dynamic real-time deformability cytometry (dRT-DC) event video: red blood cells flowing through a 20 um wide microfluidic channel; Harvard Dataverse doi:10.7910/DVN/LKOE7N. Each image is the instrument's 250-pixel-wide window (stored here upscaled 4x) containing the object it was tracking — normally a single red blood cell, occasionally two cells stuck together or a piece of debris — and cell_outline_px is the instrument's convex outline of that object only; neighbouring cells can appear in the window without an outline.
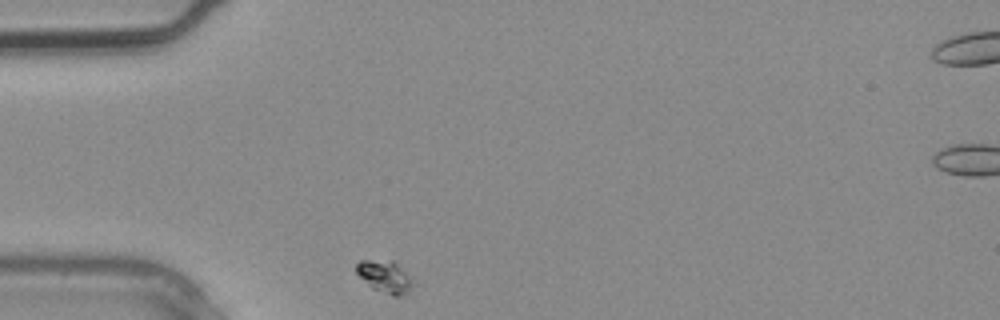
{"species": "common noctule bat (a hibernating species)", "species_latin": "Nyctalus noctula", "temperature_condition": "warm", "stored_images_in_passage": 2, "camera_frame_rate_fps": 3000, "um_per_image_px": 0.085, "animal": {"sex": "male", "body_mass_g": 20.4}, "frame": {"image": 1, "passage_image": 1, "time_ms": 0.0, "image_size_px": [1000, 320], "cell_outline_px": [[420, 284], [404, 296], [392, 296], [372, 288], [356, 272], [356, 264], [360, 260], [396, 260]], "centroid_in_image_um": [32.87, 23.53], "position_along_channel_um": 52.1, "area_um2": 11.39}}